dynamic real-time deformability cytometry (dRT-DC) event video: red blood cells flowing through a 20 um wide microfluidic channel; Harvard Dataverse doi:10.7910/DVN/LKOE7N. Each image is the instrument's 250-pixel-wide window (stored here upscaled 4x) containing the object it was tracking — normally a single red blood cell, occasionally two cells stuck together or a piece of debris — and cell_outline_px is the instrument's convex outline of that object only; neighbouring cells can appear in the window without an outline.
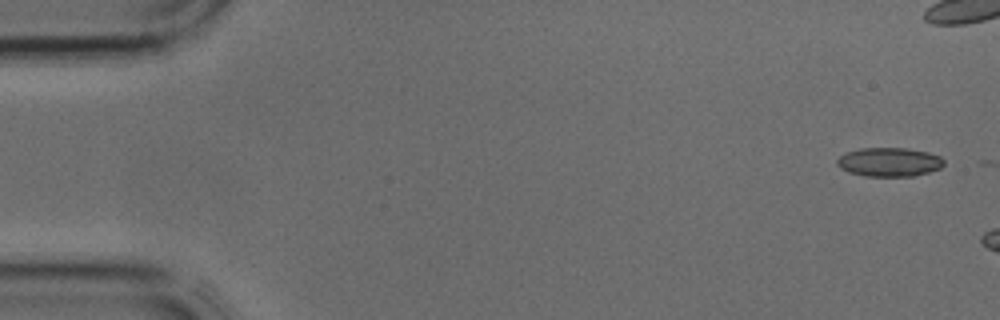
{"species": "common noctule bat (a hibernating species)", "species_latin": "Nyctalus noctula", "temperature_condition": "cold", "stored_images_in_passage": 2, "camera_frame_rate_fps": 3000, "um_per_image_px": 0.085, "animal": {"sex": "male", "body_mass_g": 17.9, "forearm_length_mm": 54.2}, "frame": {"image": 1, "passage_image": 1, "time_ms": 0.0, "image_size_px": [1000, 320], "cell_outline_px": [[944, 164], [940, 168], [928, 172], [912, 176], [864, 176], [848, 172], [840, 168], [836, 164], [836, 160], [844, 152], [860, 148], [904, 148], [928, 152], [940, 156], [944, 160]], "centroid_in_image_um": [75.55, 13.77], "position_along_channel_um": 9.5, "area_um2": 18.09}}